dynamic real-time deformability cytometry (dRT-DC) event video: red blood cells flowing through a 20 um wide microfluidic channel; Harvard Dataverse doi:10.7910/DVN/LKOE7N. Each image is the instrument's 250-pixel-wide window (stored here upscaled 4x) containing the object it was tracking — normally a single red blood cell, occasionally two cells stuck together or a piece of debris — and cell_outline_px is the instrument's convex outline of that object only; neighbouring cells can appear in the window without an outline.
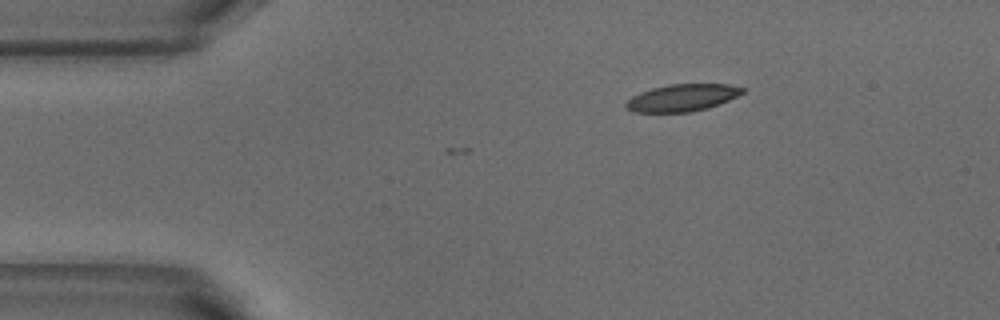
{"species": "common noctule bat (a hibernating species)", "species_latin": "Nyctalus noctula", "temperature_condition": "warm", "stored_images_in_passage": 4, "camera_frame_rate_fps": 3000, "um_per_image_px": 0.085, "animal": {"sex": "male", "body_mass_g": 18.8}, "frame": {"image": 1, "passage_image": 1, "time_ms": 0.0, "image_size_px": [1000, 320], "cell_outline_px": [[744, 92], [728, 100], [708, 108], [692, 112], [632, 112], [624, 104], [632, 96], [640, 92], [652, 88], [668, 84], [728, 84], [744, 88]], "centroid_in_image_um": [57.97, 8.3], "position_along_channel_um": 27.0, "area_um2": 18.32}}
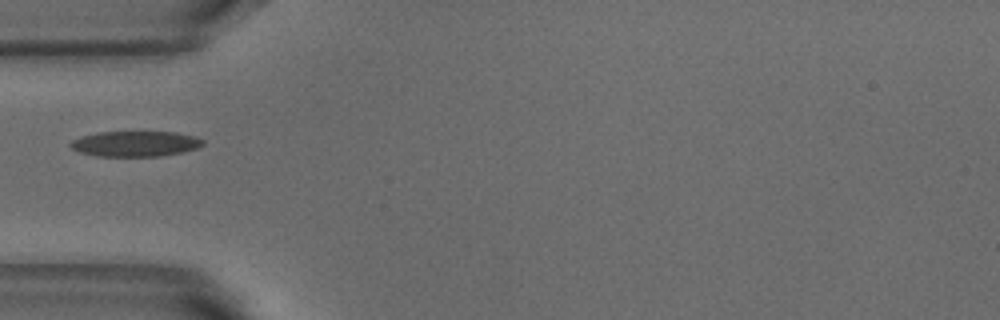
{"frame": {"image": 2, "passage_image": 3, "time_ms": 0.667, "image_size_px": [1000, 320], "cell_outline_px": [[204, 144], [196, 148], [184, 152], [160, 156], [96, 156], [80, 152], [72, 148], [68, 144], [72, 140], [80, 136], [100, 132], [176, 132], [192, 136], [204, 140]], "centroid_in_image_um": [11.48, 12.22], "position_along_channel_um": 73.5, "area_um2": 19.59}}
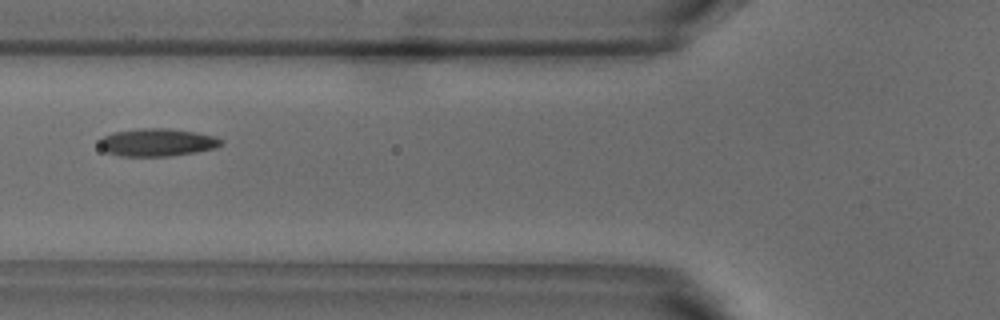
{"frame": {"image": 3, "passage_image": 4, "time_ms": 1.0, "image_size_px": [1000, 320], "cell_outline_px": [[224, 144], [216, 148], [196, 152], [168, 156], [120, 156], [104, 152], [100, 148], [96, 140], [112, 132], [140, 128], [168, 128], [196, 132], [216, 136], [224, 140]], "centroid_in_image_um": [13.34, 12.1], "position_along_channel_um": 112.5, "area_um2": 20.11}}